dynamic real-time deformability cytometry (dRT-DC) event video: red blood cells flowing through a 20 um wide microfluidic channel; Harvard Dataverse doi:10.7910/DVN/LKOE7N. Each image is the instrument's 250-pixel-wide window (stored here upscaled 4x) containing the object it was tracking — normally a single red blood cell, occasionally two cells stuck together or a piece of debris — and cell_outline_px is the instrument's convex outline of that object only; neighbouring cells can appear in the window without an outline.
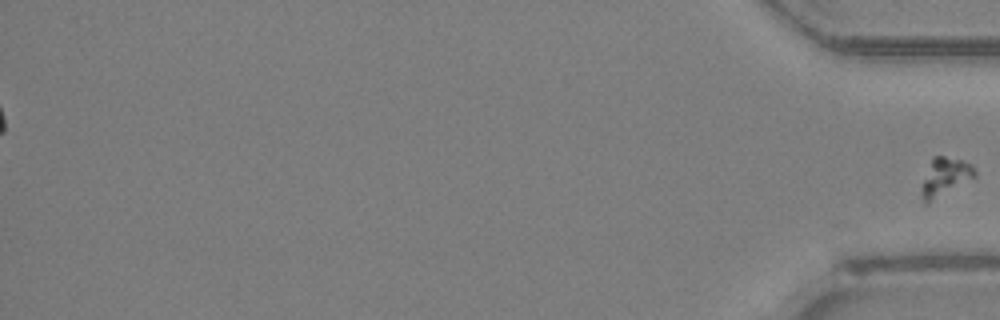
{"species": "Egyptian fruit bat (a non-hibernating species)", "species_latin": "Rousettus aegyptiacus", "temperature_condition": "room temperature", "stored_images_in_passage": 33, "segment_of_instrument_passage": [2, 2], "camera_frame_rate_fps": 3000, "um_per_image_px": 0.085, "animal": {"sex": "female"}, "frame": {"image": 1, "passage_image": 33, "time_ms": 10.667, "image_size_px": [1000, 320], "cell_outline_px": [[976, 176], [928, 204], [924, 204], [920, 196], [920, 188], [932, 156], [944, 156], [960, 160], [972, 164], [976, 172]], "centroid_in_image_um": [80.28, 15.07], "position_along_channel_um": 354.9, "area_um2": 11.96}}